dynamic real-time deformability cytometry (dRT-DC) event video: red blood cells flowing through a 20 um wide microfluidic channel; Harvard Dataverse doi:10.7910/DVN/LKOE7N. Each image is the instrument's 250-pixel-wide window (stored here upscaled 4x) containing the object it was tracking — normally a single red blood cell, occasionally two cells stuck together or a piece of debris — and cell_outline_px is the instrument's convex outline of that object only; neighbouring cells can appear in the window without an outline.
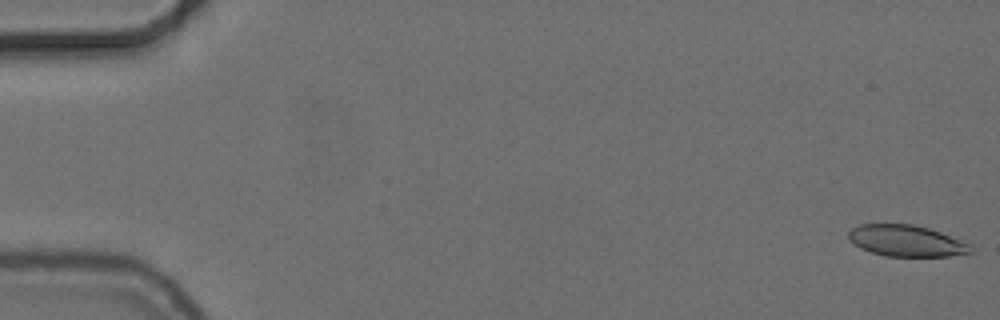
{"species": "common noctule bat (a hibernating species)", "species_latin": "Nyctalus noctula", "temperature_condition": "cold", "stored_images_in_passage": 7, "camera_frame_rate_fps": 3000, "um_per_image_px": 0.085, "animal": {"sex": "female", "body_mass_g": 24.6, "forearm_length_mm": 56.2}, "frame": {"image": 1, "passage_image": 1, "time_ms": 0.0, "image_size_px": [1000, 320], "cell_outline_px": [[972, 252], [948, 256], [884, 256], [860, 248], [848, 240], [848, 232], [852, 228], [860, 224], [912, 224], [928, 228], [940, 232], [968, 244], [972, 248]], "centroid_in_image_um": [76.97, 20.47], "position_along_channel_um": 8.0, "area_um2": 22.08}}